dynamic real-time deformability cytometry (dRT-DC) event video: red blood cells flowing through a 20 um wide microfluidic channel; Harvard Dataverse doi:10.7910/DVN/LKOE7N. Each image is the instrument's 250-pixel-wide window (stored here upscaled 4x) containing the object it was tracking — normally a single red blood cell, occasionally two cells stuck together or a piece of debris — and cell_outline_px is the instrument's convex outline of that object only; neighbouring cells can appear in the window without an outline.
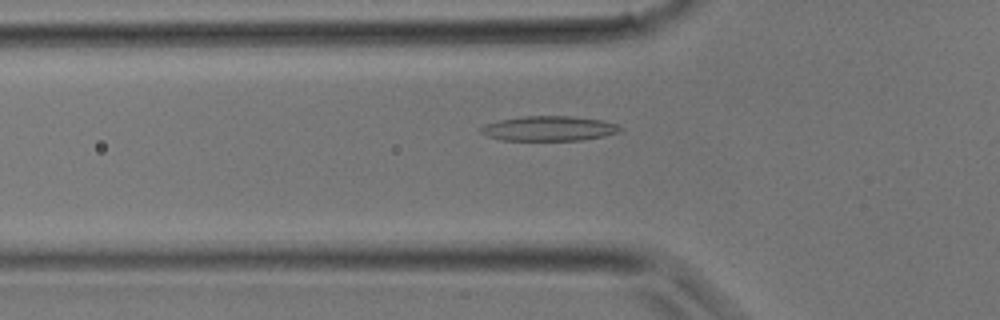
{"species": "common noctule bat (a hibernating species)", "species_latin": "Nyctalus noctula", "temperature_condition": "room temperature", "stored_images_in_passage": 35, "camera_frame_rate_fps": 3000, "um_per_image_px": 0.085, "animal": {"sex": "male", "body_mass_g": 17.9}, "frame": {"image": 1, "passage_image": 12, "time_ms": 3.667, "image_size_px": [1000, 320], "cell_outline_px": [[624, 128], [616, 132], [604, 136], [580, 140], [500, 140], [488, 136], [480, 132], [480, 128], [484, 124], [500, 120], [520, 116], [572, 116], [604, 120], [616, 124]], "centroid_in_image_um": [46.65, 10.91], "position_along_channel_um": 79.2, "area_um2": 20.17}}
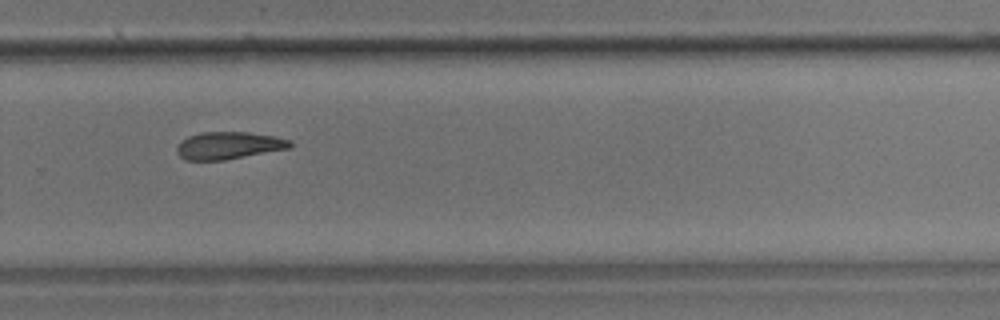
{"frame": {"image": 2, "passage_image": 24, "time_ms": 7.667, "image_size_px": [1000, 320], "cell_outline_px": [[292, 148], [224, 160], [184, 160], [176, 152], [176, 148], [188, 136], [200, 132], [248, 132], [276, 136], [292, 140]], "centroid_in_image_um": [19.49, 12.36], "position_along_channel_um": 310.3, "area_um2": 18.15}}
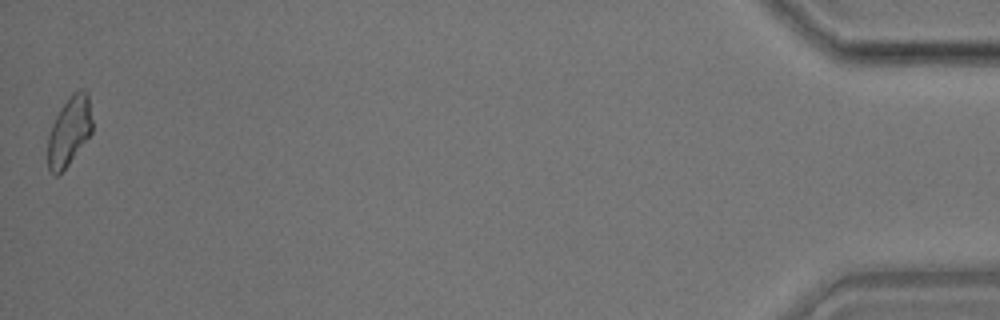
{"frame": {"image": 3, "passage_image": 35, "time_ms": 11.333, "image_size_px": [1000, 320], "cell_outline_px": [[92, 132], [68, 164], [56, 176], [48, 168], [48, 136], [52, 124], [60, 108], [68, 96], [72, 92], [80, 88], [84, 88], [88, 92], [92, 120]], "centroid_in_image_um": [5.9, 11.07], "position_along_channel_um": 429.3, "area_um2": 17.86}}